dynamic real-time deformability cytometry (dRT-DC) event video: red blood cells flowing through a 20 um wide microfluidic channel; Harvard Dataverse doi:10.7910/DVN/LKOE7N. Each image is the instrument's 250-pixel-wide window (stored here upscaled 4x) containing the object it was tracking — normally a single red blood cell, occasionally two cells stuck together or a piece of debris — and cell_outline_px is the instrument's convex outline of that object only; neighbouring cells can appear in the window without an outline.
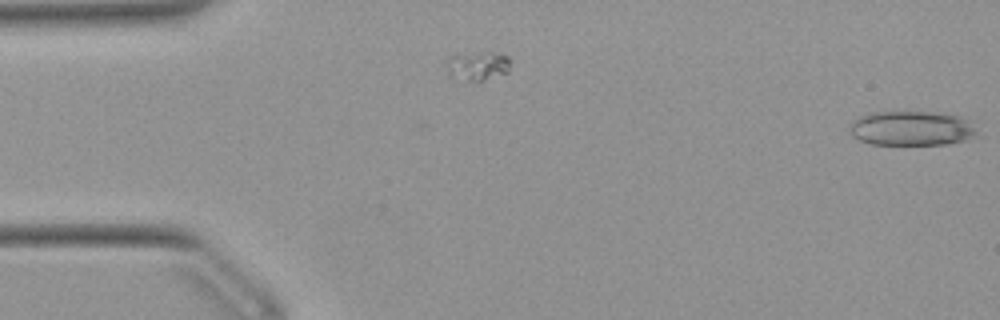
{"species": "Egyptian fruit bat (a non-hibernating species)", "species_latin": "Rousettus aegyptiacus", "temperature_condition": "warm", "stored_images_in_passage": 5, "segment_of_instrument_passage": [2, 2], "camera_frame_rate_fps": 3000, "um_per_image_px": 0.085, "animal": {"sex": "female"}, "frame": {"image": 1, "passage_image": 5, "time_ms": 1.333, "image_size_px": [1000, 320], "cell_outline_px": [[984, 136], [948, 144], [872, 144], [860, 140], [852, 136], [848, 132], [848, 124], [852, 120], [868, 112], [932, 112], [960, 116], [968, 120]], "centroid_in_image_um": [77.51, 10.91], "position_along_channel_um": 7.5, "area_um2": 26.24}}